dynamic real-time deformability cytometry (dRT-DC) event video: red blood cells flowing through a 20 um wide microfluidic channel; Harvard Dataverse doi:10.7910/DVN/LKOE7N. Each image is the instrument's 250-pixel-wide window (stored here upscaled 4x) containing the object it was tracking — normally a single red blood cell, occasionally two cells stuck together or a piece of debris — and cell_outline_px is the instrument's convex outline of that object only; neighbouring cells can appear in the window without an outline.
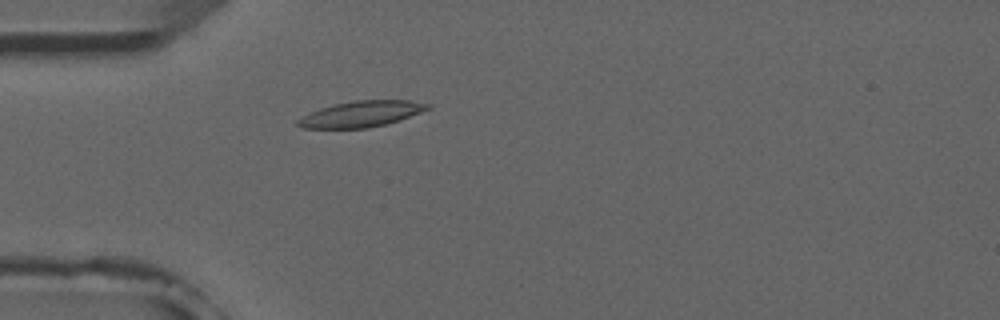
{"species": "common noctule bat (a hibernating species)", "species_latin": "Nyctalus noctula", "temperature_condition": "room temperature", "stored_images_in_passage": 4, "camera_frame_rate_fps": 3000, "um_per_image_px": 0.085, "animal": {"sex": "male", "forearm_length_mm": 52.5}, "frame": {"image": 1, "passage_image": 4, "time_ms": 3.333, "image_size_px": [1000, 320], "cell_outline_px": [[432, 108], [400, 120], [368, 128], [300, 128], [296, 124], [296, 120], [320, 108], [332, 104], [356, 100], [408, 100], [432, 104]], "centroid_in_image_um": [30.73, 9.68], "position_along_channel_um": 54.3, "area_um2": 19.65}}